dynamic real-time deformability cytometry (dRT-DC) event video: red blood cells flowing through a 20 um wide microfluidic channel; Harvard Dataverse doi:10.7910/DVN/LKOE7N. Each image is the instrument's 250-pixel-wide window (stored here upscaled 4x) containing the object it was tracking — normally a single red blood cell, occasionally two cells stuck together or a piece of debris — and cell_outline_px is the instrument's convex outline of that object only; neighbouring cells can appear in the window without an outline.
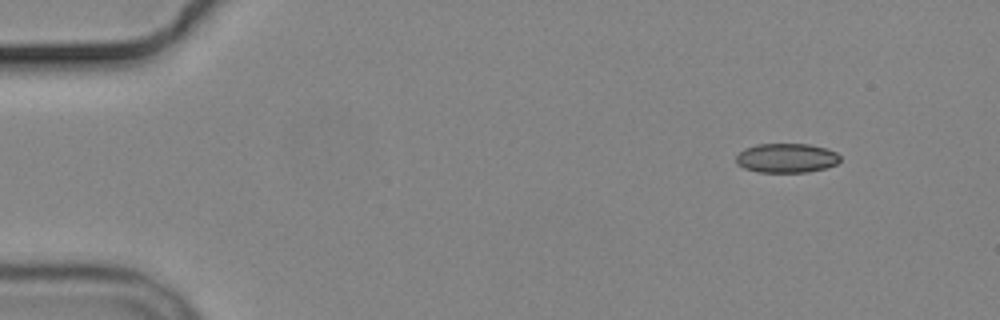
{"species": "common noctule bat (a hibernating species)", "species_latin": "Nyctalus noctula", "temperature_condition": "cold", "stored_images_in_passage": 3, "camera_frame_rate_fps": 3000, "um_per_image_px": 0.085, "animal": {"sex": "male", "body_mass_g": 19.2, "forearm_length_mm": 51.8}, "frame": {"image": 1, "passage_image": 1, "time_ms": 0.0, "image_size_px": [1000, 320], "cell_outline_px": [[840, 160], [836, 164], [824, 168], [808, 172], [756, 172], [744, 168], [736, 164], [736, 156], [744, 148], [756, 144], [808, 144], [824, 148], [836, 152], [840, 156]], "centroid_in_image_um": [66.82, 13.43], "position_along_channel_um": 18.2, "area_um2": 17.8}}
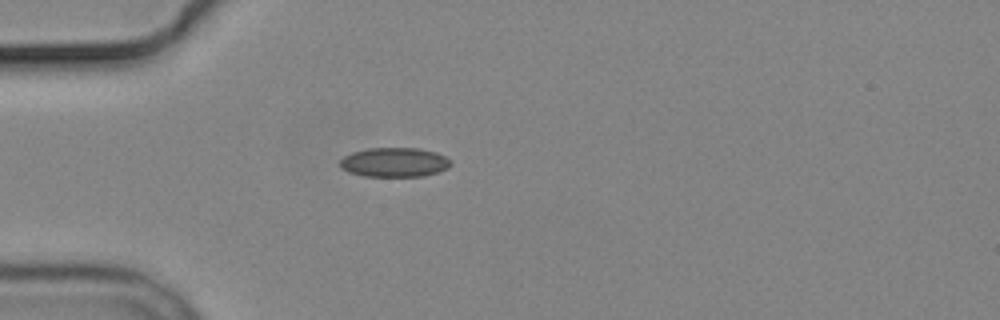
{"frame": {"image": 2, "passage_image": 3, "time_ms": 3.333, "image_size_px": [1000, 320], "cell_outline_px": [[452, 164], [448, 168], [440, 172], [424, 176], [364, 176], [348, 172], [340, 168], [340, 160], [344, 156], [352, 152], [368, 148], [416, 148], [436, 152], [452, 160]], "centroid_in_image_um": [33.54, 13.8], "position_along_channel_um": 51.5, "area_um2": 19.13}}